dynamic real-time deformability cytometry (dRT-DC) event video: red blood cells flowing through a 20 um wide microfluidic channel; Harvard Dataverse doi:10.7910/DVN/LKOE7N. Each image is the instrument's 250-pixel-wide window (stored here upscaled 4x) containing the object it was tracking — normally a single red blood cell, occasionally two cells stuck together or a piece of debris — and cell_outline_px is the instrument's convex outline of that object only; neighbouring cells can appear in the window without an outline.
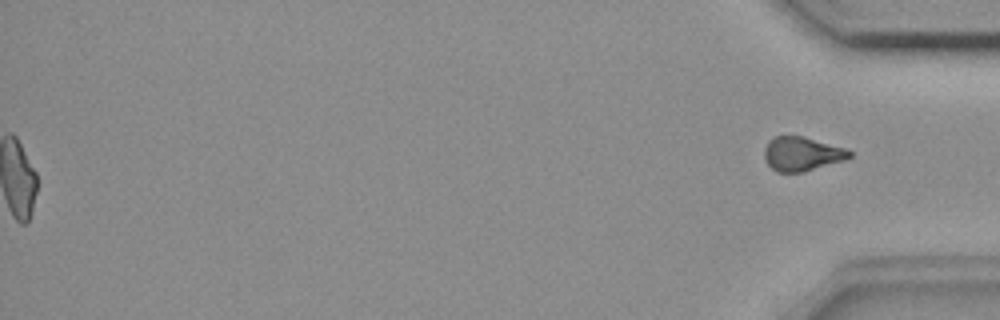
{"species": "common noctule bat (a hibernating species)", "species_latin": "Nyctalus noctula", "temperature_condition": "room temperature", "stored_images_in_passage": 56, "segment_of_instrument_passage": [2, 2], "camera_frame_rate_fps": 3000, "um_per_image_px": 0.085, "animal": {"sex": "female", "body_mass_g": 18.4}, "frame": {"image": 1, "passage_image": 56, "time_ms": 18.333, "image_size_px": [1000, 320], "cell_outline_px": [[852, 156], [844, 160], [800, 172], [776, 172], [768, 164], [764, 156], [764, 148], [768, 140], [772, 136], [804, 136], [848, 148], [852, 152]], "centroid_in_image_um": [68.16, 13.05], "position_along_channel_um": 367.0, "area_um2": 16.99}}